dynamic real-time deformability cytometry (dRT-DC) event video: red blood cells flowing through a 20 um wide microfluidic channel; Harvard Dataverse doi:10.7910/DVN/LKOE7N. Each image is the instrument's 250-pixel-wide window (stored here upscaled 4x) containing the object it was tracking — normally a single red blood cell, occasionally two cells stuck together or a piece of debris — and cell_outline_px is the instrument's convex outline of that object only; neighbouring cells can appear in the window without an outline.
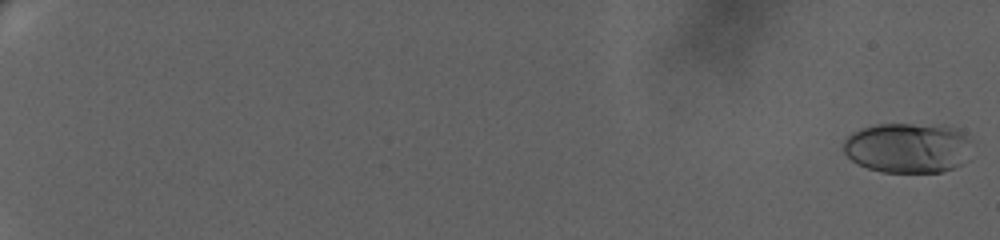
{"species": "human", "species_latin": "Homo sapiens", "temperature_condition": "warm", "stored_images_in_passage": 62, "camera_frame_rate_fps": 3000, "um_per_image_px": 0.085, "donor": {"sex": "female"}, "frame": {"image": 1, "passage_image": 1, "time_ms": 0.0, "image_size_px": [1000, 240], "cell_outline_px": [[972, 140], [960, 164], [952, 168], [940, 172], [884, 172], [868, 168], [852, 160], [844, 152], [844, 140], [852, 132], [876, 124], [944, 124], [956, 128]], "centroid_in_image_um": [77.14, 12.54], "position_along_channel_um": 7.9, "area_um2": 37.34}}
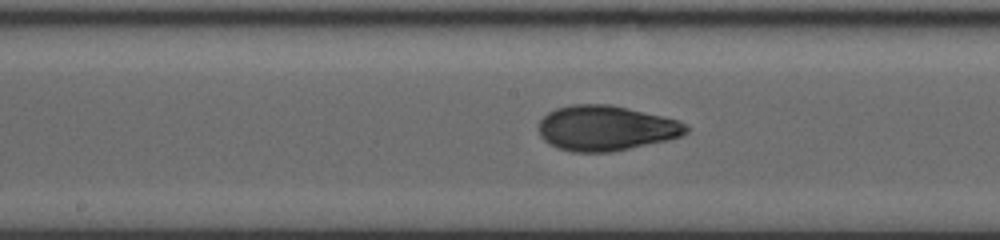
{"frame": {"image": 2, "passage_image": 36, "time_ms": 13.333, "image_size_px": [1000, 240], "cell_outline_px": [[688, 132], [680, 136], [664, 140], [612, 152], [572, 152], [556, 148], [544, 140], [540, 136], [540, 120], [548, 112], [556, 108], [572, 104], [612, 104], [664, 116], [680, 120], [688, 124]], "centroid_in_image_um": [51.51, 10.88], "position_along_channel_um": 196.7, "area_um2": 38.9}}
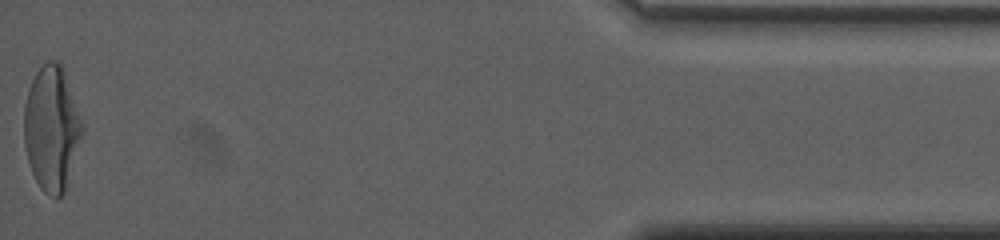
{"frame": {"image": 3, "passage_image": 62, "time_ms": 22.333, "image_size_px": [1000, 240], "cell_outline_px": [[84, 132], [64, 192], [56, 200], [48, 196], [40, 188], [32, 172], [28, 160], [24, 144], [24, 104], [28, 88], [36, 72], [48, 60], [60, 60], [84, 128]], "centroid_in_image_um": [4.38, 10.93], "position_along_channel_um": 430.8, "area_um2": 42.25}, "authors_computed_cell_mechanics": {"area_um2": 37.5989, "velocity_mm_per_s": 3.3398, "shape_relaxation_time_tau1_ms": 5.7352, "shape_relaxation_time_tau2_ms": 1.3158, "deformation_change_tau1": 0.2009, "deformation_change_tau2": 0.0648}}